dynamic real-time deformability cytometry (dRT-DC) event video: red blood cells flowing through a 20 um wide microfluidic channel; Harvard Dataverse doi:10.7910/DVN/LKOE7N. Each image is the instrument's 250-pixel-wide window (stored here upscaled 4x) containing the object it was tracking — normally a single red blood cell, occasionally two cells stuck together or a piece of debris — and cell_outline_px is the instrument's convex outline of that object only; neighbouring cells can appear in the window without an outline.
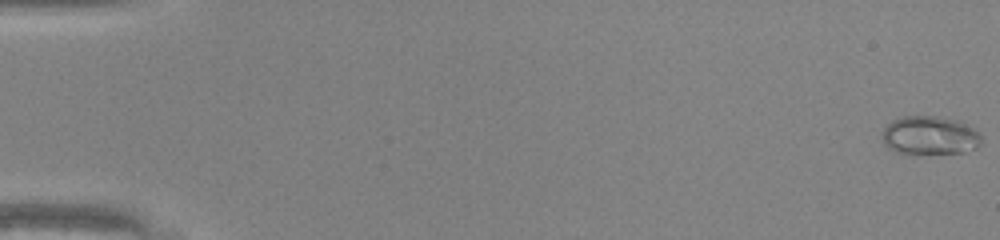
{"species": "common noctule bat (a hibernating species)", "species_latin": "Nyctalus noctula", "temperature_condition": "warm", "stored_images_in_passage": 50, "camera_frame_rate_fps": 3000, "um_per_image_px": 0.085, "animal": {"sex": "male", "body_mass_g": 20.0, "forearm_length_mm": 53.3}, "frame": {"image": 1, "passage_image": 1, "time_ms": 0.0, "image_size_px": [1000, 240], "cell_outline_px": [[980, 144], [976, 148], [964, 152], [908, 156], [896, 152], [888, 148], [884, 144], [884, 128], [892, 120], [904, 116], [936, 116], [960, 120], [980, 132]], "centroid_in_image_um": [79.04, 11.55], "position_along_channel_um": 6.0, "area_um2": 22.89}}
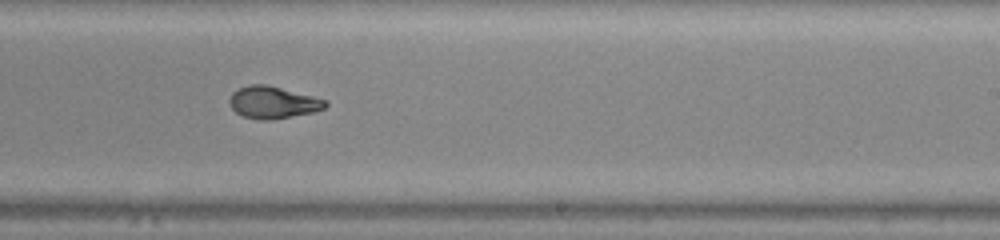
{"frame": {"image": 2, "passage_image": 32, "time_ms": 10.333, "image_size_px": [1000, 240], "cell_outline_px": [[328, 104], [324, 108], [312, 112], [272, 120], [260, 120], [240, 116], [228, 104], [228, 100], [232, 92], [248, 84], [264, 84], [312, 96], [324, 100]], "centroid_in_image_um": [23.12, 8.71], "position_along_channel_um": 265.9, "area_um2": 17.8}}
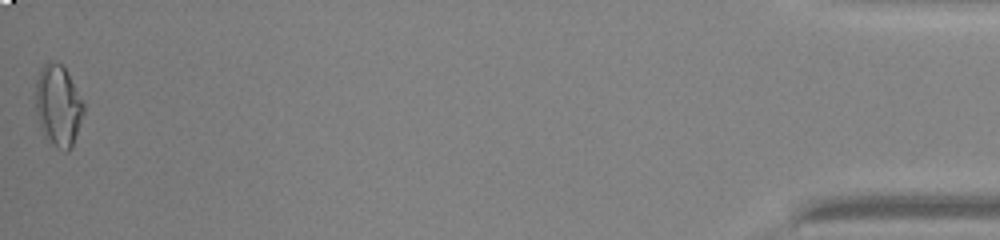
{"frame": {"image": 3, "passage_image": 50, "time_ms": 16.333, "image_size_px": [1000, 240], "cell_outline_px": [[84, 112], [72, 144], [68, 152], [64, 152], [56, 148], [44, 136], [36, 112], [36, 80], [40, 68], [48, 60], [52, 60], [60, 64], [68, 72], [84, 104]], "centroid_in_image_um": [4.94, 8.96], "position_along_channel_um": 430.3, "area_um2": 22.66}, "authors_computed_cell_mechanics": {"area_um2": 18.785, "velocity_mm_per_s": 4.2571, "shape_relaxation_time_tau1_ms": null, "shape_relaxation_time_tau2_ms": 1.0269, "deformation_change_tau1": null, "deformation_change_tau2": 0.0588}}